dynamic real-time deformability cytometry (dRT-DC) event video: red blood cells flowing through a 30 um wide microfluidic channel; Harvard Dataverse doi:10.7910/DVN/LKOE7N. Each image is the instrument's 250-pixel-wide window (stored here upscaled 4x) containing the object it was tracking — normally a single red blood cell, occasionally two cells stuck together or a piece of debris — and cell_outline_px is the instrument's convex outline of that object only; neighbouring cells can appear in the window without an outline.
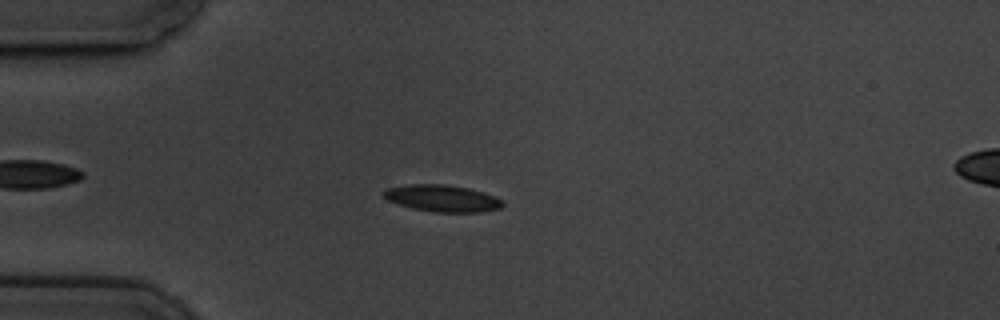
{"species": "common noctule bat (a hibernating species)", "species_latin": "Nyctalus noctula", "temperature_condition": "cold", "stored_images_in_passage": 58, "camera_frame_rate_fps": 3000, "um_per_image_px": 0.085, "animal": {"sex": "male", "body_mass_g": 19.5, "forearm_length_mm": 54.6}, "frame": {"image": 1, "passage_image": 14, "time_ms": 4.333, "image_size_px": [1000, 320], "cell_outline_px": [[504, 204], [500, 208], [480, 212], [432, 212], [412, 208], [388, 200], [380, 192], [388, 188], [408, 184], [444, 184], [468, 188], [484, 192], [496, 196], [504, 200]], "centroid_in_image_um": [37.62, 16.85], "position_along_channel_um": 47.4, "area_um2": 18.67}}
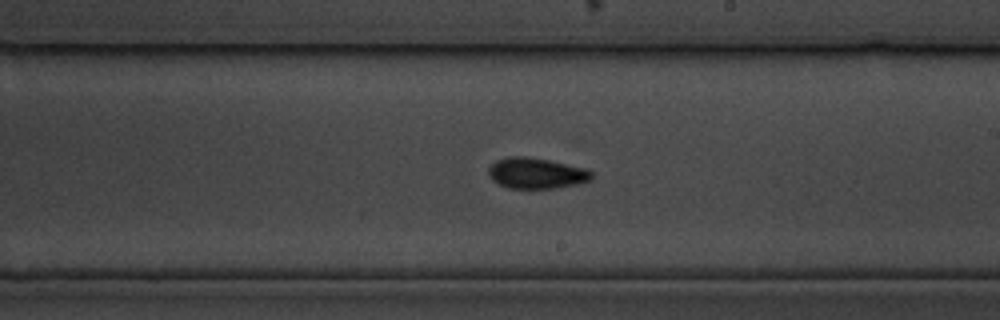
{"frame": {"image": 2, "passage_image": 33, "time_ms": 10.667, "image_size_px": [1000, 320], "cell_outline_px": [[592, 180], [580, 184], [556, 188], [508, 188], [492, 180], [488, 176], [488, 168], [496, 160], [508, 156], [524, 156], [552, 160], [588, 168], [592, 172]], "centroid_in_image_um": [45.62, 14.71], "position_along_channel_um": 243.4, "area_um2": 18.9}}
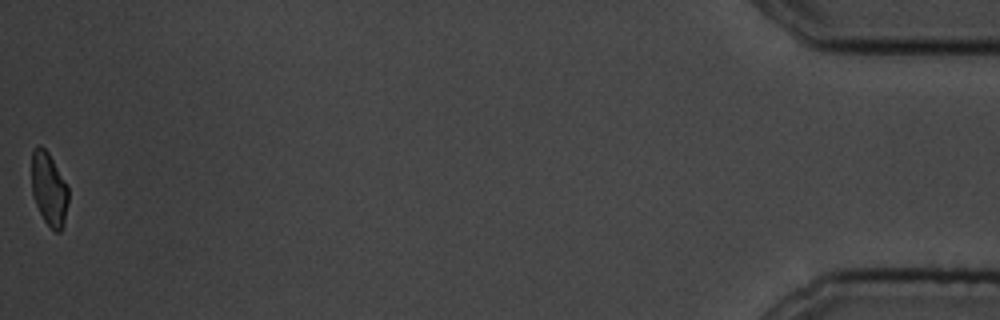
{"frame": {"image": 3, "passage_image": 58, "time_ms": 19.0, "image_size_px": [1000, 320], "cell_outline_px": [[68, 204], [64, 224], [60, 232], [56, 232], [44, 220], [36, 204], [32, 192], [32, 152], [36, 144], [40, 144], [48, 152], [68, 188]], "centroid_in_image_um": [4.16, 16.06], "position_along_channel_um": 431.0, "area_um2": 15.49}, "authors_computed_cell_mechanics": {"area_um2": 17.6868, "velocity_mm_per_s": 3.3609, "shape_relaxation_time_tau1_ms": 5.082, "shape_relaxation_time_tau2_ms": 2.6695, "deformation_change_tau1": 0.1405, "deformation_change_tau2": 0.0831}}